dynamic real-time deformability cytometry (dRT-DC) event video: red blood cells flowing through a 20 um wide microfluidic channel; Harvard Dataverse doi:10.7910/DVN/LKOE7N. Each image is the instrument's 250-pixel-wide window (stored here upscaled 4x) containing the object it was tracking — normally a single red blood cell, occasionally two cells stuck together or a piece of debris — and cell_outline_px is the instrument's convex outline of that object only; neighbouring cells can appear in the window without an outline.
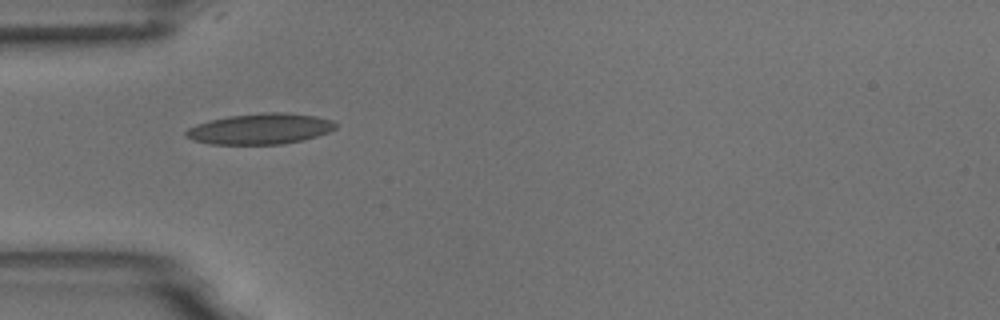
{"species": "common noctule bat (a hibernating species)", "species_latin": "Nyctalus noctula", "temperature_condition": "room temperature", "stored_images_in_passage": 4, "camera_frame_rate_fps": 3000, "um_per_image_px": 0.085, "animal": {"sex": "male", "body_mass_g": 18.8}, "frame": {"image": 1, "passage_image": 4, "time_ms": 3.0, "image_size_px": [1000, 320], "cell_outline_px": [[336, 128], [328, 132], [316, 136], [284, 144], [208, 144], [192, 140], [184, 136], [184, 132], [188, 128], [196, 124], [208, 120], [228, 116], [264, 112], [280, 112], [316, 116], [332, 120], [336, 124]], "centroid_in_image_um": [22.06, 10.95], "position_along_channel_um": 62.9, "area_um2": 26.88}}